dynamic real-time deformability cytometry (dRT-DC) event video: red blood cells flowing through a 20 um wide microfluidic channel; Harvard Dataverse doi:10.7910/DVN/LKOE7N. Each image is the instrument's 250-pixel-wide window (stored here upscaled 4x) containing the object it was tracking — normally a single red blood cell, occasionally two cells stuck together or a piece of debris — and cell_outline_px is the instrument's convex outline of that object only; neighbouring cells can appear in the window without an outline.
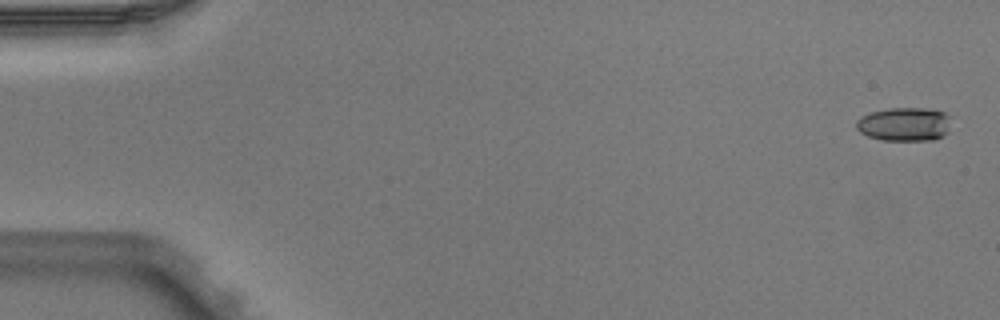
{"species": "Egyptian fruit bat (a non-hibernating species)", "species_latin": "Rousettus aegyptiacus", "temperature_condition": "warm", "stored_images_in_passage": 5, "segment_of_instrument_passage": [1, 2], "camera_frame_rate_fps": 3000, "um_per_image_px": 0.085, "animal": {"sex": "male"}, "frame": {"image": 1, "passage_image": 1, "time_ms": 0.0, "image_size_px": [1000, 320], "cell_outline_px": [[948, 132], [944, 136], [936, 140], [884, 140], [868, 136], [860, 132], [856, 128], [856, 120], [868, 112], [888, 108], [924, 108], [944, 112], [948, 116]], "centroid_in_image_um": [76.85, 10.56], "position_along_channel_um": 8.2, "area_um2": 18.67}}
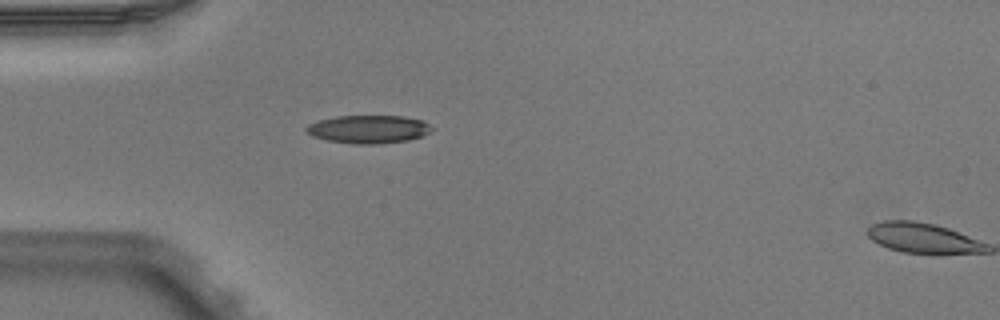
{"frame": {"image": 2, "passage_image": 4, "time_ms": 1.0, "image_size_px": [1000, 320], "cell_outline_px": [[436, 128], [420, 136], [408, 140], [380, 144], [356, 144], [328, 140], [312, 136], [304, 128], [308, 124], [320, 120], [336, 116], [404, 116], [424, 120]], "centroid_in_image_um": [31.36, 10.98], "position_along_channel_um": 53.6, "area_um2": 20.58}}